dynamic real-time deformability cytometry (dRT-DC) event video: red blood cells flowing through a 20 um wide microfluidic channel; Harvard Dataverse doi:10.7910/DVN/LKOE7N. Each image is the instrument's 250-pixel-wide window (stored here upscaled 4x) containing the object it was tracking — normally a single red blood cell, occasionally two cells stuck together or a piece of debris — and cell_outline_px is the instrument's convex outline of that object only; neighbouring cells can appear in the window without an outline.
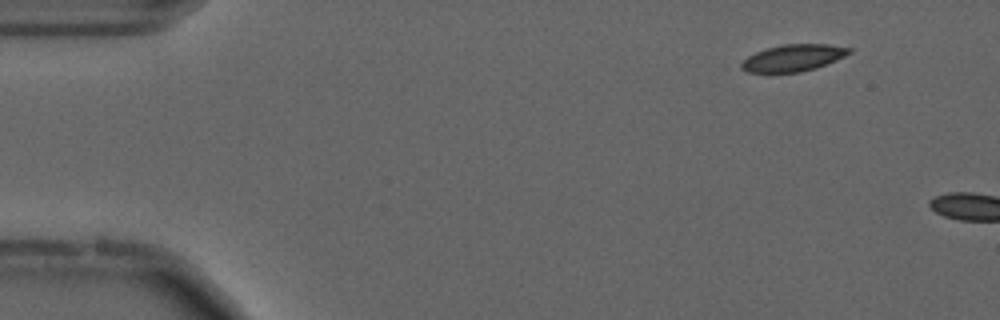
{"species": "common noctule bat (a hibernating species)", "species_latin": "Nyctalus noctula", "temperature_condition": "cold", "stored_images_in_passage": 9, "camera_frame_rate_fps": 3000, "um_per_image_px": 0.085, "animal": {"sex": "male", "forearm_length_mm": 52.5}, "frame": {"image": 1, "passage_image": 6, "time_ms": 1.667, "image_size_px": [1000, 320], "cell_outline_px": [[852, 52], [836, 60], [816, 68], [800, 72], [748, 72], [740, 68], [740, 64], [748, 56], [756, 52], [768, 48], [784, 44], [828, 44], [852, 48]], "centroid_in_image_um": [67.44, 4.92], "position_along_channel_um": 17.6, "area_um2": 16.7}}